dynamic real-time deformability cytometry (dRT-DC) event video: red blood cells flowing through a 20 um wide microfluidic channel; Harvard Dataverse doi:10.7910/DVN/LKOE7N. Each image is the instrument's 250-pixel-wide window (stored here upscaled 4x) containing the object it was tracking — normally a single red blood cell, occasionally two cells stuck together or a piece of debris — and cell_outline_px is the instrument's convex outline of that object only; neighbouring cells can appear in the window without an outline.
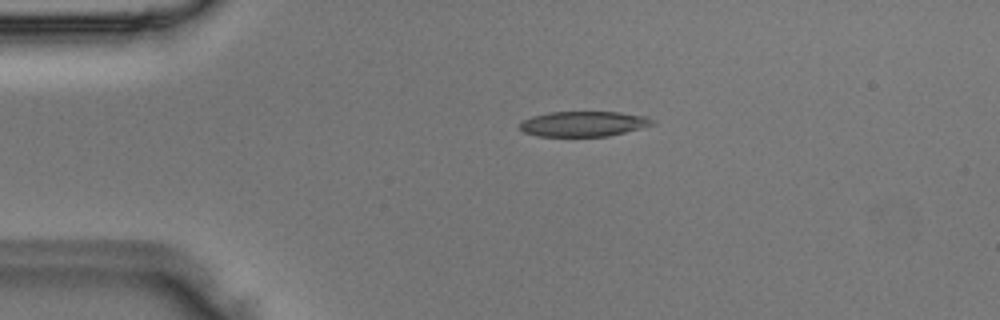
{"species": "Egyptian fruit bat (a non-hibernating species)", "species_latin": "Rousettus aegyptiacus", "temperature_condition": "room temperature", "stored_images_in_passage": 2, "camera_frame_rate_fps": 3000, "um_per_image_px": 0.085, "animal": {"sex": "male"}, "frame": {"image": 1, "passage_image": 1, "time_ms": 0.0, "image_size_px": [1000, 320], "cell_outline_px": [[656, 124], [608, 136], [536, 136], [524, 132], [520, 128], [520, 124], [524, 120], [532, 116], [548, 112], [620, 112], [648, 116], [656, 120]], "centroid_in_image_um": [49.64, 10.52], "position_along_channel_um": 35.4, "area_um2": 19.54}}